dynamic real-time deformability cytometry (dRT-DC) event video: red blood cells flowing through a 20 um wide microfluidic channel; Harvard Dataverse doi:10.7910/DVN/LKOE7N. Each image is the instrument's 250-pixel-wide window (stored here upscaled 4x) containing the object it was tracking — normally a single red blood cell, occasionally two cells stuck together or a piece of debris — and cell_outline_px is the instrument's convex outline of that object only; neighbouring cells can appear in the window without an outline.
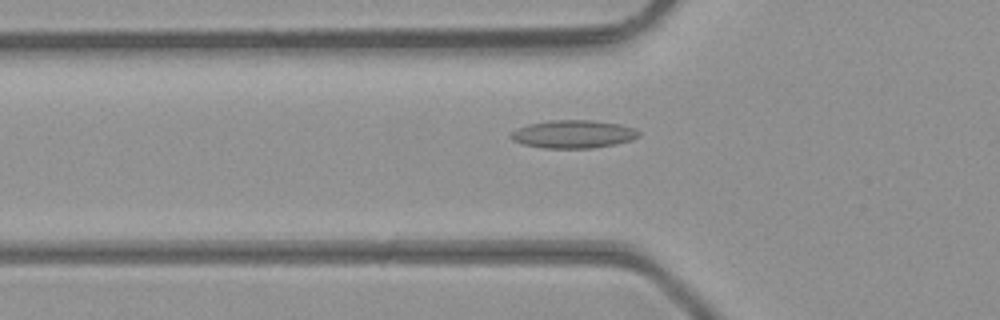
{"species": "common noctule bat (a hibernating species)", "species_latin": "Nyctalus noctula", "temperature_condition": "room temperature", "stored_images_in_passage": 4, "camera_frame_rate_fps": 3000, "um_per_image_px": 0.085, "animal": {"sex": "male", "body_mass_g": 23.1, "forearm_length_mm": 52.7}, "frame": {"image": 1, "passage_image": 4, "time_ms": 1.0, "image_size_px": [1000, 320], "cell_outline_px": [[640, 136], [632, 140], [616, 144], [592, 148], [544, 148], [524, 144], [512, 140], [508, 136], [516, 128], [528, 124], [548, 120], [592, 120], [620, 124], [636, 128], [640, 132]], "centroid_in_image_um": [48.74, 11.39], "position_along_channel_um": 77.1, "area_um2": 21.1}}